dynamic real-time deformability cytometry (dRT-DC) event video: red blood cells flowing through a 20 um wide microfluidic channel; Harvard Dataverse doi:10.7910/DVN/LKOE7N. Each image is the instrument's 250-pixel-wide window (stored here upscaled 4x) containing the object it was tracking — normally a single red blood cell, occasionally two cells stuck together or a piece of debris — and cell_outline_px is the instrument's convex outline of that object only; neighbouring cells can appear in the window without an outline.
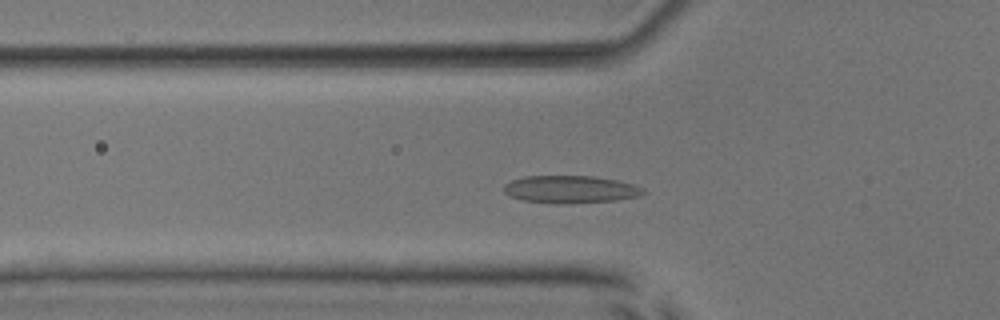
{"species": "common noctule bat (a hibernating species)", "species_latin": "Nyctalus noctula", "temperature_condition": "room temperature", "stored_images_in_passage": 47, "camera_frame_rate_fps": 3000, "um_per_image_px": 0.085, "animal": {"sex": "male", "body_mass_g": 17.9, "forearm_length_mm": 54.2}, "frame": {"image": 1, "passage_image": 13, "time_ms": 4.0, "image_size_px": [1000, 320], "cell_outline_px": [[648, 192], [640, 196], [616, 200], [560, 204], [524, 200], [508, 196], [504, 192], [504, 184], [512, 180], [524, 176], [592, 176], [616, 180], [632, 184], [644, 188]], "centroid_in_image_um": [48.5, 16.09], "position_along_channel_um": 77.3, "area_um2": 22.37}}
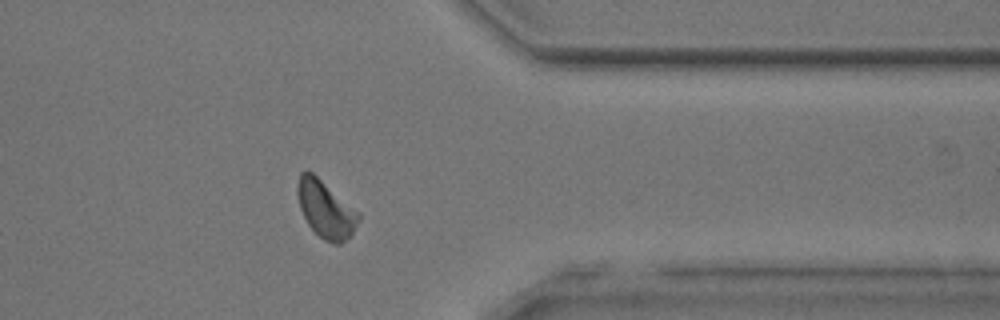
{"frame": {"image": 2, "passage_image": 37, "time_ms": 12.0, "image_size_px": [1000, 320], "cell_outline_px": [[360, 220], [352, 232], [340, 244], [332, 244], [324, 240], [308, 224], [300, 208], [296, 192], [296, 184], [300, 172], [312, 172], [360, 212]], "centroid_in_image_um": [27.68, 17.77], "position_along_channel_um": 383.7, "area_um2": 20.23}}
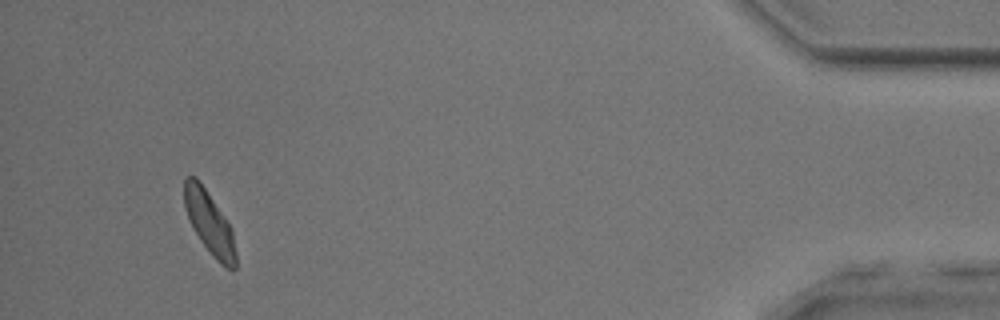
{"frame": {"image": 3, "passage_image": 44, "time_ms": 14.333, "image_size_px": [1000, 320], "cell_outline_px": [[236, 268], [232, 272], [224, 268], [212, 256], [200, 240], [192, 228], [188, 220], [184, 208], [184, 176], [196, 176], [228, 220], [232, 228], [236, 252]], "centroid_in_image_um": [17.81, 18.97], "position_along_channel_um": 417.4, "area_um2": 19.36}, "authors_computed_cell_mechanics": {"area_um2": 20.23, "velocity_mm_per_s": 3.9589, "shape_relaxation_time_tau1_ms": 3.5574, "shape_relaxation_time_tau2_ms": 1.4591, "deformation_change_tau1": 0.1408, "deformation_change_tau2": 0.0784}}